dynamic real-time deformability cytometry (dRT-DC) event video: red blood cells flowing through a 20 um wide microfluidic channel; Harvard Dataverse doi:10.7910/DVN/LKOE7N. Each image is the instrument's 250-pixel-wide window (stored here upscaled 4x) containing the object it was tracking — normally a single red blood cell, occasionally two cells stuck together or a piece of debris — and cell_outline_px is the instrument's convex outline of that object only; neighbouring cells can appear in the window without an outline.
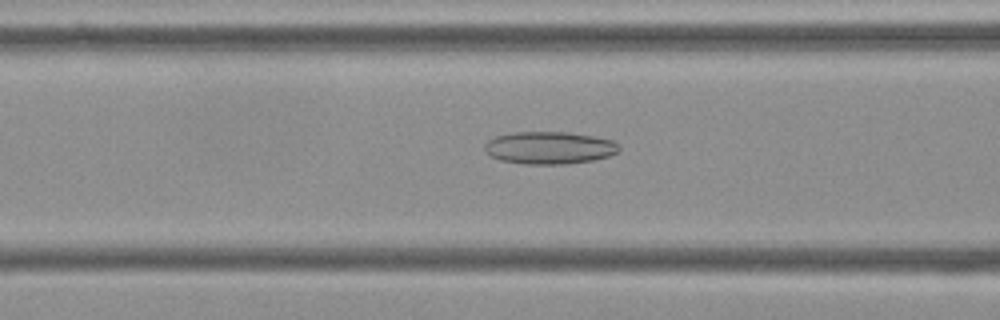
{"species": "Egyptian fruit bat (a non-hibernating species)", "species_latin": "Rousettus aegyptiacus", "temperature_condition": "cold", "stored_images_in_passage": 56, "camera_frame_rate_fps": 3000, "um_per_image_px": 0.085, "frame": {"image": 1, "passage_image": 22, "time_ms": 7.0, "image_size_px": [1000, 320], "cell_outline_px": [[620, 148], [616, 152], [608, 156], [592, 160], [568, 164], [524, 164], [500, 160], [492, 156], [484, 148], [484, 144], [488, 140], [496, 136], [512, 132], [568, 132], [592, 136], [612, 140]], "centroid_in_image_um": [46.67, 12.56], "position_along_channel_um": 119.9, "area_um2": 25.26}}
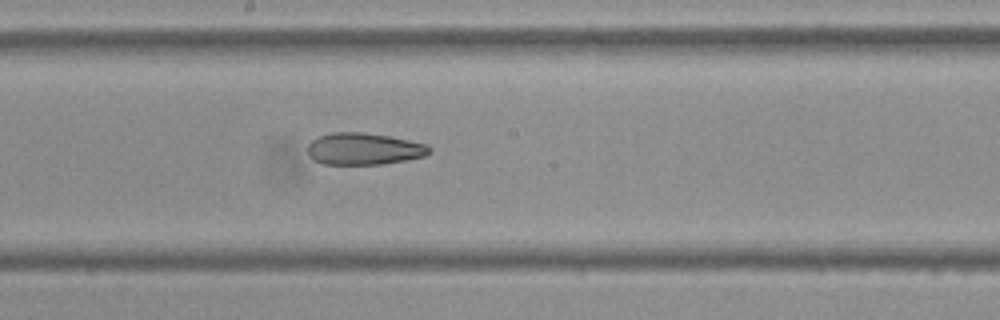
{"frame": {"image": 2, "passage_image": 30, "time_ms": 9.667, "image_size_px": [1000, 320], "cell_outline_px": [[432, 152], [424, 156], [408, 160], [384, 164], [324, 164], [312, 160], [308, 152], [308, 144], [312, 140], [320, 136], [332, 132], [364, 132], [388, 136], [428, 144], [432, 148]], "centroid_in_image_um": [30.96, 12.66], "position_along_channel_um": 217.2, "area_um2": 22.77}}
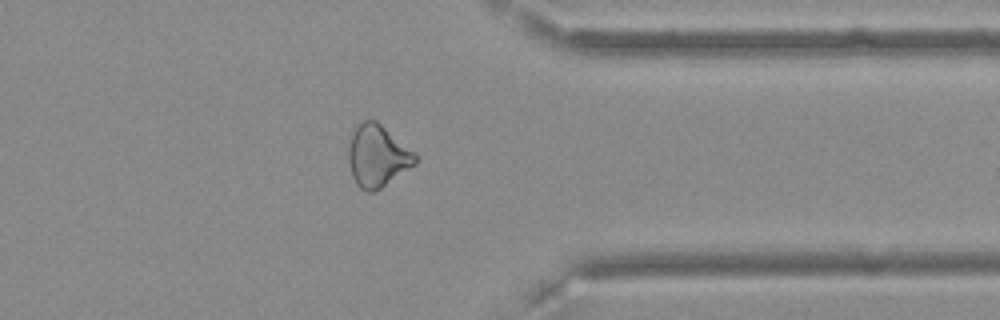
{"frame": {"image": 3, "passage_image": 44, "time_ms": 14.333, "image_size_px": [1000, 320], "cell_outline_px": [[420, 156], [416, 164], [380, 188], [372, 192], [368, 192], [360, 188], [356, 184], [352, 176], [348, 160], [348, 148], [352, 132], [364, 120], [376, 120], [416, 152]], "centroid_in_image_um": [32.11, 13.25], "position_along_channel_um": 379.3, "area_um2": 24.22}, "authors_computed_cell_mechanics": {"area_um2": 26.3568, "velocity_mm_per_s": 3.6425, "shape_relaxation_time_tau1_ms": null, "shape_relaxation_time_tau2_ms": 9.1074, "deformation_change_tau1": null, "deformation_change_tau2": 0.207}}